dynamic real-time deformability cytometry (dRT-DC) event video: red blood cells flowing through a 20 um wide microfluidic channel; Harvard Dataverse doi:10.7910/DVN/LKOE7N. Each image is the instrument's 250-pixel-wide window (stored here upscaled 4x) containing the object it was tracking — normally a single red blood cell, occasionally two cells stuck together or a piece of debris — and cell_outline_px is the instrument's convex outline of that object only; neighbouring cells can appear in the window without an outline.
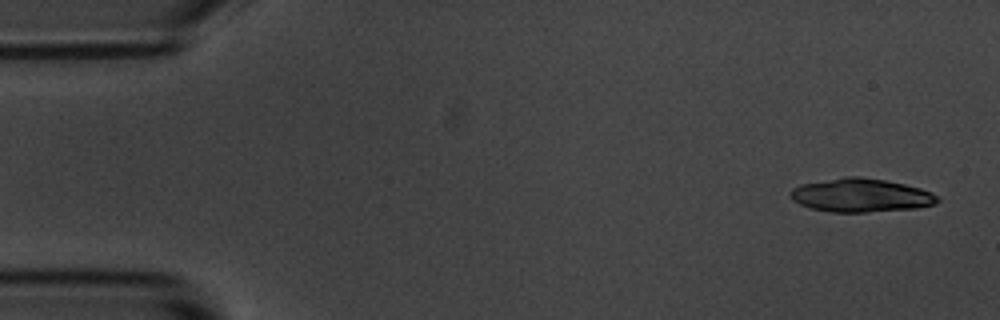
{"species": "common noctule bat (a hibernating species)", "species_latin": "Nyctalus noctula", "temperature_condition": "room temperature", "stored_images_in_passage": 4, "camera_frame_rate_fps": 3000, "um_per_image_px": 0.085, "animal": {"sex": "male", "body_mass_g": 20.1, "forearm_length_mm": 53.5}, "frame": {"image": 1, "passage_image": 1, "time_ms": 0.0, "image_size_px": [1000, 320], "cell_outline_px": [[940, 200], [932, 204], [916, 208], [864, 212], [828, 212], [812, 208], [800, 204], [792, 200], [788, 192], [792, 188], [800, 184], [844, 176], [860, 176], [884, 180], [904, 184], [920, 188], [932, 192]], "centroid_in_image_um": [73.12, 16.59], "position_along_channel_um": 11.9, "area_um2": 28.73}}